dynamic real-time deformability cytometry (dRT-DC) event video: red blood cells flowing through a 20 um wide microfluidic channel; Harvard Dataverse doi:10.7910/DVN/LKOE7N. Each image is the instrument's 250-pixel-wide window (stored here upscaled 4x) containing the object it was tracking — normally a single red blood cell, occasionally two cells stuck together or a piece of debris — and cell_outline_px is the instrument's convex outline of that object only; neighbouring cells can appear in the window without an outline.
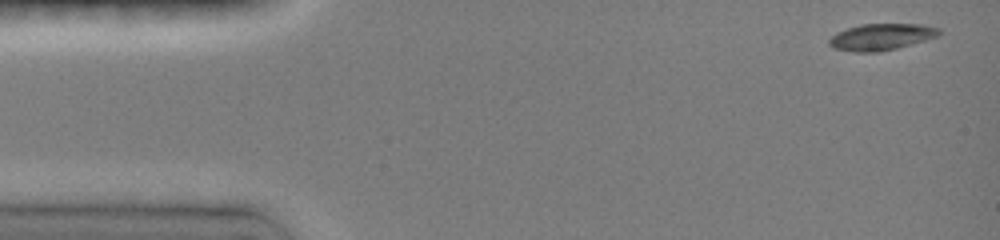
{"species": "common noctule bat (a hibernating species)", "species_latin": "Nyctalus noctula", "temperature_condition": "room temperature", "stored_images_in_passage": 24, "camera_frame_rate_fps": 3000, "um_per_image_px": 0.085, "animal": {"sex": "female", "body_mass_g": 19.0, "forearm_length_mm": 51.5}, "frame": {"image": 1, "passage_image": 1, "time_ms": 0.0, "image_size_px": [1000, 240], "cell_outline_px": [[940, 36], [896, 48], [880, 52], [852, 52], [832, 48], [828, 44], [828, 40], [836, 32], [860, 24], [920, 24], [940, 28]], "centroid_in_image_um": [74.89, 3.14], "position_along_channel_um": 10.1, "area_um2": 17.11}}
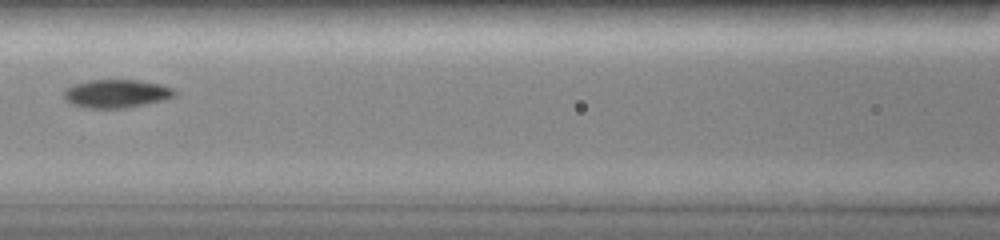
{"frame": {"image": 2, "passage_image": 9, "time_ms": 6.333, "image_size_px": [1000, 240], "cell_outline_px": [[176, 96], [168, 100], [124, 108], [88, 108], [68, 104], [64, 100], [64, 88], [72, 84], [92, 80], [140, 80], [160, 84], [176, 88]], "centroid_in_image_um": [9.91, 7.96], "position_along_channel_um": 156.7, "area_um2": 18.73}}
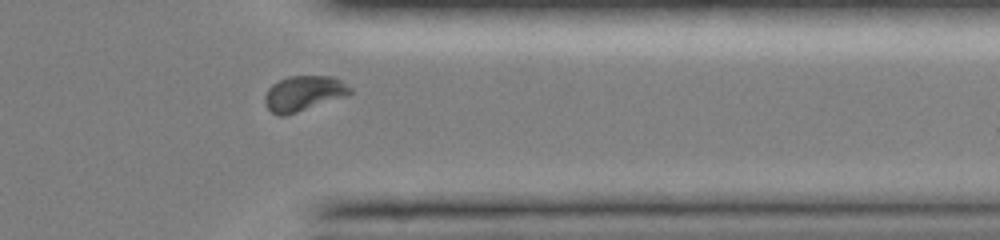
{"frame": {"image": 3, "passage_image": 23, "time_ms": 12.0, "image_size_px": [1000, 240], "cell_outline_px": [[352, 92], [344, 96], [284, 116], [280, 116], [272, 112], [268, 108], [264, 100], [264, 96], [268, 88], [272, 84], [288, 76], [332, 76], [340, 80], [352, 88]], "centroid_in_image_um": [25.78, 7.92], "position_along_channel_um": 385.6, "area_um2": 17.17}, "authors_computed_cell_mechanics": {"area_um2": 17.3689, "velocity_mm_per_s": 4.0335, "shape_relaxation_time_tau1_ms": 4.5518, "shape_relaxation_time_tau2_ms": 2.4943, "deformation_change_tau1": 0.1766, "deformation_change_tau2": 0.0454}}